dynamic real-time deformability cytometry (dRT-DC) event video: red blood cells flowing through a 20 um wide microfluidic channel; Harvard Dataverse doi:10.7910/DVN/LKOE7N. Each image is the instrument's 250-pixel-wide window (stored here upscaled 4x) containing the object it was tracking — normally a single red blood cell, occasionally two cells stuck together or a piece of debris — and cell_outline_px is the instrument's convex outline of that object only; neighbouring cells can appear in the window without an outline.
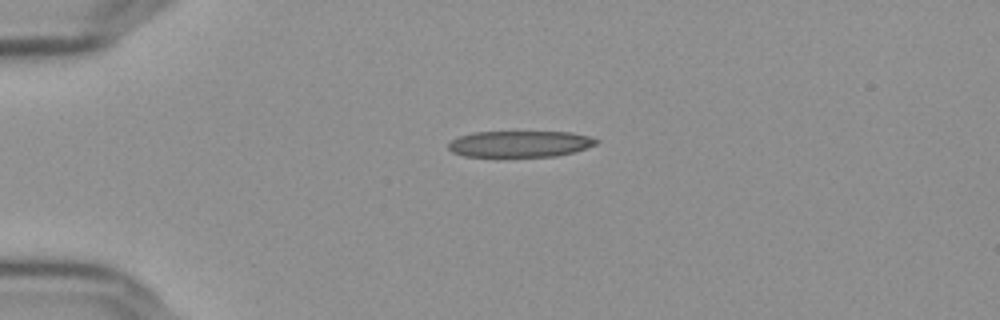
{"species": "Egyptian fruit bat (a non-hibernating species)", "species_latin": "Rousettus aegyptiacus", "temperature_condition": "cold", "stored_images_in_passage": 43, "camera_frame_rate_fps": 3000, "um_per_image_px": 0.085, "frame": {"image": 1, "passage_image": 1, "time_ms": 0.0, "image_size_px": [1000, 320], "cell_outline_px": [[600, 140], [596, 144], [572, 152], [556, 156], [464, 156], [452, 152], [448, 148], [448, 144], [452, 140], [460, 136], [472, 132], [568, 132], [588, 136]], "centroid_in_image_um": [44.16, 12.23], "position_along_channel_um": 40.8, "area_um2": 22.37}}
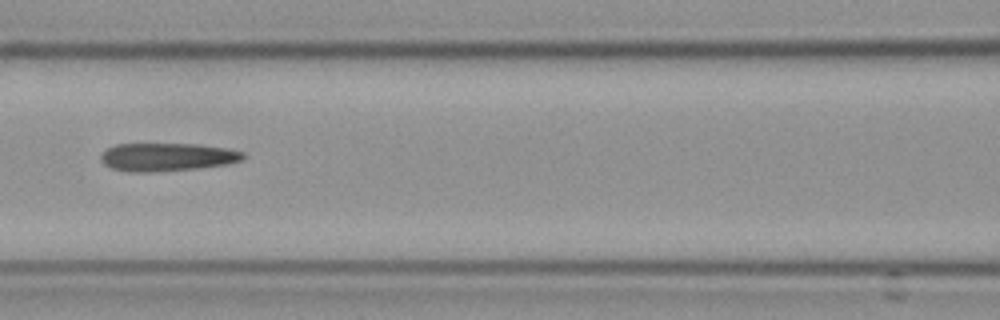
{"frame": {"image": 2, "passage_image": 13, "time_ms": 4.0, "image_size_px": [1000, 320], "cell_outline_px": [[244, 156], [240, 160], [224, 164], [196, 168], [152, 172], [128, 172], [108, 168], [100, 160], [100, 152], [116, 144], [200, 144], [228, 148], [244, 152]], "centroid_in_image_um": [14.12, 13.34], "position_along_channel_um": 152.5, "area_um2": 23.41}}
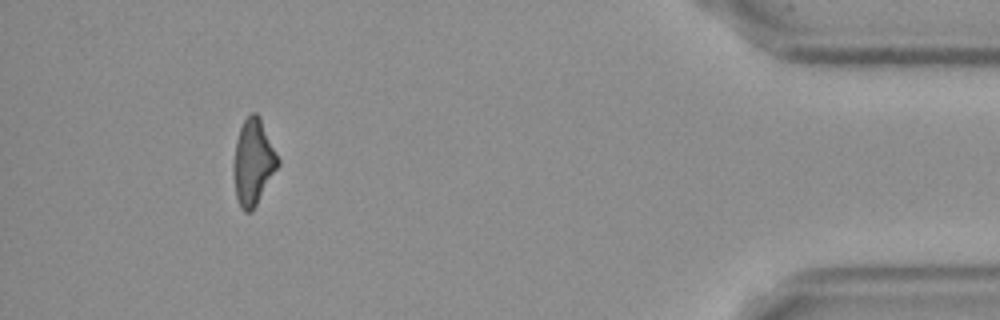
{"frame": {"image": 3, "passage_image": 39, "time_ms": 12.667, "image_size_px": [1000, 320], "cell_outline_px": [[280, 164], [252, 212], [244, 212], [240, 208], [236, 196], [232, 172], [232, 164], [236, 140], [240, 128], [244, 120], [252, 112], [256, 112], [260, 116], [280, 160]], "centroid_in_image_um": [21.51, 13.79], "position_along_channel_um": 413.7, "area_um2": 22.48}, "authors_computed_cell_mechanics": {"area_um2": 23.1778, "velocity_mm_per_s": 3.6516, "shape_relaxation_time_tau1_ms": null, "shape_relaxation_time_tau2_ms": 2.8386, "deformation_change_tau1": null, "deformation_change_tau2": 0.1516}}